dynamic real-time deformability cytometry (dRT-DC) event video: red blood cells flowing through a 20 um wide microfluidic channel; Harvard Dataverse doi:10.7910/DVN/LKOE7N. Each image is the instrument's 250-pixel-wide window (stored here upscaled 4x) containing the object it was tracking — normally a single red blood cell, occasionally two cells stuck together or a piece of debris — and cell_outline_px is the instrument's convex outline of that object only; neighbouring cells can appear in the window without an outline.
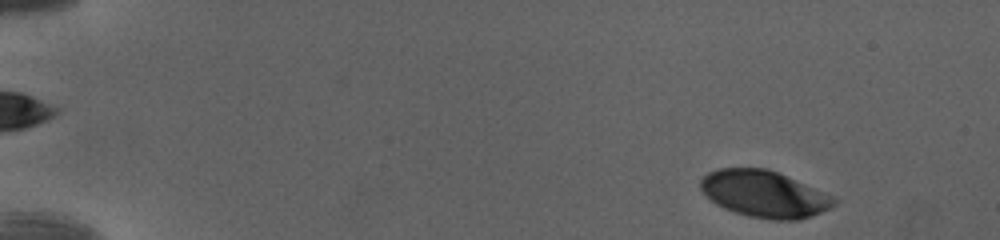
{"species": "human", "species_latin": "Homo sapiens", "temperature_condition": "cold", "stored_images_in_passage": 49, "camera_frame_rate_fps": 3000, "um_per_image_px": 0.085, "donor": {"sex": "female"}, "frame": {"image": 1, "passage_image": 2, "time_ms": 0.333, "image_size_px": [1000, 240], "cell_outline_px": [[836, 204], [812, 216], [800, 220], [772, 220], [748, 216], [724, 208], [716, 204], [700, 188], [700, 180], [708, 172], [720, 168], [768, 168], [832, 196], [836, 200]], "centroid_in_image_um": [64.94, 16.49], "position_along_channel_um": 20.1, "area_um2": 35.89}}
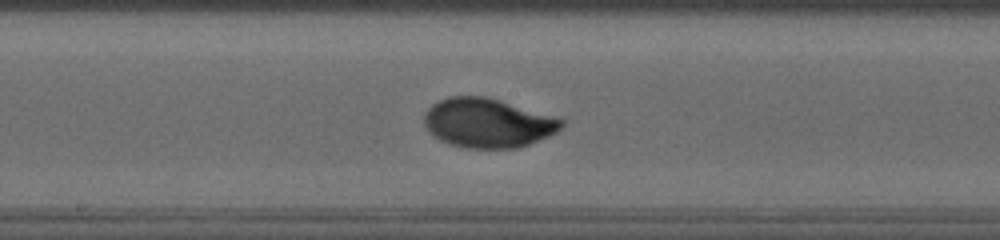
{"frame": {"image": 2, "passage_image": 26, "time_ms": 8.333, "image_size_px": [1000, 240], "cell_outline_px": [[564, 124], [556, 132], [548, 136], [528, 144], [516, 148], [468, 148], [452, 144], [440, 140], [424, 124], [424, 112], [432, 104], [448, 96], [484, 96], [500, 100], [564, 120]], "centroid_in_image_um": [41.43, 10.44], "position_along_channel_um": 206.8, "area_um2": 38.84}}
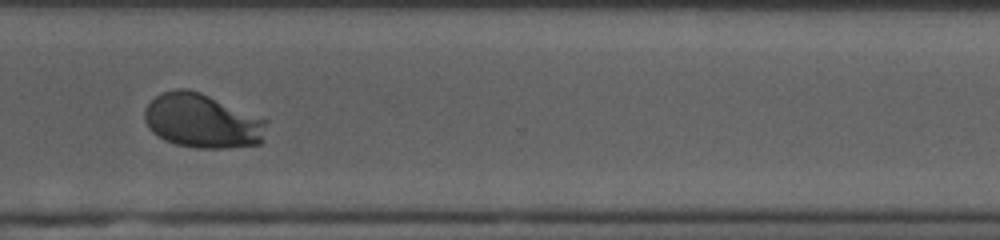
{"frame": {"image": 3, "passage_image": 37, "time_ms": 12.0, "image_size_px": [1000, 240], "cell_outline_px": [[268, 120], [264, 140], [260, 144], [228, 148], [196, 148], [176, 144], [164, 140], [152, 132], [148, 128], [144, 120], [144, 108], [160, 92], [176, 88], [188, 88], [200, 92]], "centroid_in_image_um": [17.18, 10.28], "position_along_channel_um": 353.4, "area_um2": 38.9}, "authors_computed_cell_mechanics": {"area_um2": 37.9168, "velocity_mm_per_s": 4.0123, "shape_relaxation_time_tau1_ms": 2.7411, "shape_relaxation_time_tau2_ms": null, "deformation_change_tau1": 0.1663, "deformation_change_tau2": null}}